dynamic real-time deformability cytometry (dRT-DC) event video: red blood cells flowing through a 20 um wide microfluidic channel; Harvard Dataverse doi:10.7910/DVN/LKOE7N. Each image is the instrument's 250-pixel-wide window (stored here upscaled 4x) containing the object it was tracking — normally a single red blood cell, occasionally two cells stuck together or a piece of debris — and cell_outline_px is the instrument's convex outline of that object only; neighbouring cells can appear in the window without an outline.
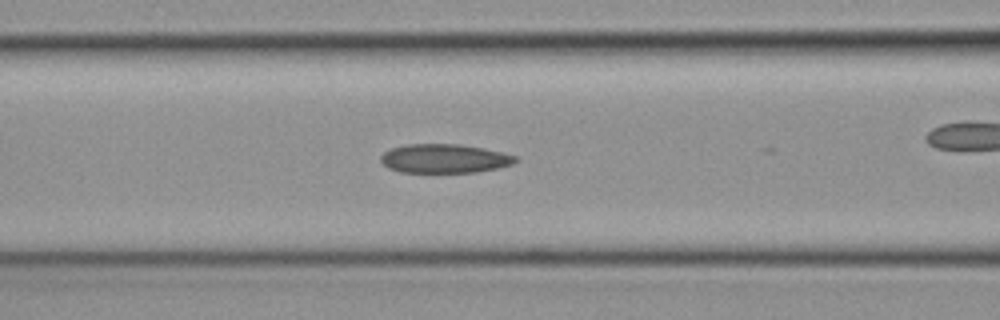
{"species": "common noctule bat (a hibernating species)", "species_latin": "Nyctalus noctula", "temperature_condition": "cold", "stored_images_in_passage": 15, "camera_frame_rate_fps": 3000, "um_per_image_px": 0.085, "animal": {"sex": "female", "body_mass_g": 19.3, "forearm_length_mm": 54.1}, "frame": {"image": 1, "passage_image": 7, "time_ms": 2.0, "image_size_px": [1000, 320], "cell_outline_px": [[516, 160], [512, 164], [496, 168], [476, 172], [400, 172], [388, 168], [380, 160], [380, 156], [384, 152], [392, 148], [408, 144], [460, 144], [484, 148], [516, 156]], "centroid_in_image_um": [37.74, 13.47], "position_along_channel_um": 128.9, "area_um2": 22.54}}
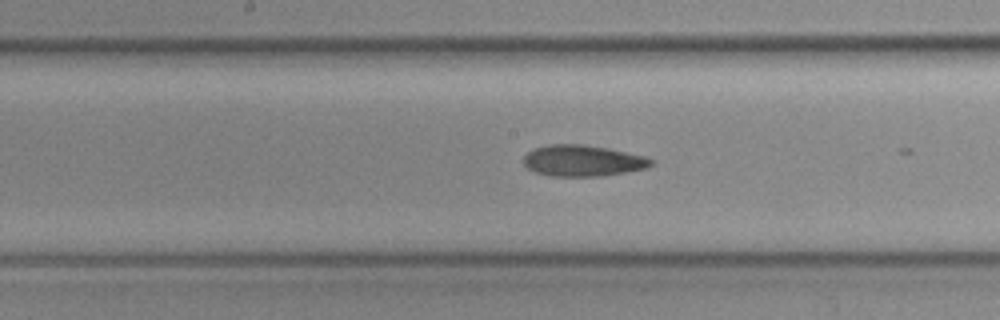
{"frame": {"image": 2, "passage_image": 12, "time_ms": 3.667, "image_size_px": [1000, 320], "cell_outline_px": [[656, 160], [648, 168], [628, 172], [600, 176], [552, 176], [536, 172], [528, 168], [524, 164], [524, 156], [532, 148], [548, 144], [584, 144], [608, 148], [644, 156]], "centroid_in_image_um": [49.55, 13.65], "position_along_channel_um": 198.6, "area_um2": 23.35}}